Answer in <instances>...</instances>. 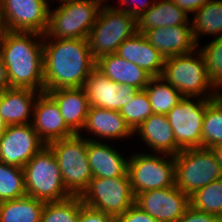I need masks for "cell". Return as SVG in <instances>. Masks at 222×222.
Masks as SVG:
<instances>
[{"instance_id":"cell-33","label":"cell","mask_w":222,"mask_h":222,"mask_svg":"<svg viewBox=\"0 0 222 222\" xmlns=\"http://www.w3.org/2000/svg\"><path fill=\"white\" fill-rule=\"evenodd\" d=\"M208 43L204 46L198 44L197 49L204 58L211 83L220 91L222 89V36L215 37Z\"/></svg>"},{"instance_id":"cell-48","label":"cell","mask_w":222,"mask_h":222,"mask_svg":"<svg viewBox=\"0 0 222 222\" xmlns=\"http://www.w3.org/2000/svg\"><path fill=\"white\" fill-rule=\"evenodd\" d=\"M222 89L219 91V97L222 99V93H221Z\"/></svg>"},{"instance_id":"cell-36","label":"cell","mask_w":222,"mask_h":222,"mask_svg":"<svg viewBox=\"0 0 222 222\" xmlns=\"http://www.w3.org/2000/svg\"><path fill=\"white\" fill-rule=\"evenodd\" d=\"M114 222H158L151 215L140 210L136 205L128 208L122 215L114 218Z\"/></svg>"},{"instance_id":"cell-9","label":"cell","mask_w":222,"mask_h":222,"mask_svg":"<svg viewBox=\"0 0 222 222\" xmlns=\"http://www.w3.org/2000/svg\"><path fill=\"white\" fill-rule=\"evenodd\" d=\"M100 8L94 0H81L49 9L45 35L55 39H87Z\"/></svg>"},{"instance_id":"cell-26","label":"cell","mask_w":222,"mask_h":222,"mask_svg":"<svg viewBox=\"0 0 222 222\" xmlns=\"http://www.w3.org/2000/svg\"><path fill=\"white\" fill-rule=\"evenodd\" d=\"M193 14L190 23L197 44L201 35L222 36V0H209Z\"/></svg>"},{"instance_id":"cell-42","label":"cell","mask_w":222,"mask_h":222,"mask_svg":"<svg viewBox=\"0 0 222 222\" xmlns=\"http://www.w3.org/2000/svg\"><path fill=\"white\" fill-rule=\"evenodd\" d=\"M49 0H47V3H48V6L50 7V8H53V7H51L50 6V1L48 2ZM52 2H57V4L58 3H60V5H63V4H66V3H71V2H74V1H81V0H51Z\"/></svg>"},{"instance_id":"cell-22","label":"cell","mask_w":222,"mask_h":222,"mask_svg":"<svg viewBox=\"0 0 222 222\" xmlns=\"http://www.w3.org/2000/svg\"><path fill=\"white\" fill-rule=\"evenodd\" d=\"M106 141L88 140L87 154L92 176L112 178L123 176L128 171V159Z\"/></svg>"},{"instance_id":"cell-37","label":"cell","mask_w":222,"mask_h":222,"mask_svg":"<svg viewBox=\"0 0 222 222\" xmlns=\"http://www.w3.org/2000/svg\"><path fill=\"white\" fill-rule=\"evenodd\" d=\"M77 222H114V217L82 203Z\"/></svg>"},{"instance_id":"cell-2","label":"cell","mask_w":222,"mask_h":222,"mask_svg":"<svg viewBox=\"0 0 222 222\" xmlns=\"http://www.w3.org/2000/svg\"><path fill=\"white\" fill-rule=\"evenodd\" d=\"M0 58L10 88L44 92L43 34L2 29Z\"/></svg>"},{"instance_id":"cell-7","label":"cell","mask_w":222,"mask_h":222,"mask_svg":"<svg viewBox=\"0 0 222 222\" xmlns=\"http://www.w3.org/2000/svg\"><path fill=\"white\" fill-rule=\"evenodd\" d=\"M136 32L137 22L133 16L115 10L112 5L101 6L87 38L92 57L97 60L103 55L116 53L118 47Z\"/></svg>"},{"instance_id":"cell-14","label":"cell","mask_w":222,"mask_h":222,"mask_svg":"<svg viewBox=\"0 0 222 222\" xmlns=\"http://www.w3.org/2000/svg\"><path fill=\"white\" fill-rule=\"evenodd\" d=\"M45 146L31 123L8 125L0 142V162L23 168Z\"/></svg>"},{"instance_id":"cell-31","label":"cell","mask_w":222,"mask_h":222,"mask_svg":"<svg viewBox=\"0 0 222 222\" xmlns=\"http://www.w3.org/2000/svg\"><path fill=\"white\" fill-rule=\"evenodd\" d=\"M26 195L23 168L0 162V202Z\"/></svg>"},{"instance_id":"cell-23","label":"cell","mask_w":222,"mask_h":222,"mask_svg":"<svg viewBox=\"0 0 222 222\" xmlns=\"http://www.w3.org/2000/svg\"><path fill=\"white\" fill-rule=\"evenodd\" d=\"M40 93L28 88H8L0 93V115L7 125L30 124Z\"/></svg>"},{"instance_id":"cell-44","label":"cell","mask_w":222,"mask_h":222,"mask_svg":"<svg viewBox=\"0 0 222 222\" xmlns=\"http://www.w3.org/2000/svg\"><path fill=\"white\" fill-rule=\"evenodd\" d=\"M94 1L97 2L100 6H110V4H107L108 0H94Z\"/></svg>"},{"instance_id":"cell-16","label":"cell","mask_w":222,"mask_h":222,"mask_svg":"<svg viewBox=\"0 0 222 222\" xmlns=\"http://www.w3.org/2000/svg\"><path fill=\"white\" fill-rule=\"evenodd\" d=\"M31 125L45 145L74 135L58 105L46 92L40 93L35 100Z\"/></svg>"},{"instance_id":"cell-32","label":"cell","mask_w":222,"mask_h":222,"mask_svg":"<svg viewBox=\"0 0 222 222\" xmlns=\"http://www.w3.org/2000/svg\"><path fill=\"white\" fill-rule=\"evenodd\" d=\"M194 209L219 216L222 213V178L200 188L190 196Z\"/></svg>"},{"instance_id":"cell-4","label":"cell","mask_w":222,"mask_h":222,"mask_svg":"<svg viewBox=\"0 0 222 222\" xmlns=\"http://www.w3.org/2000/svg\"><path fill=\"white\" fill-rule=\"evenodd\" d=\"M85 137L83 133L74 134L47 145L55 155L65 188L72 196H80L93 178L87 154L89 139Z\"/></svg>"},{"instance_id":"cell-30","label":"cell","mask_w":222,"mask_h":222,"mask_svg":"<svg viewBox=\"0 0 222 222\" xmlns=\"http://www.w3.org/2000/svg\"><path fill=\"white\" fill-rule=\"evenodd\" d=\"M82 200L71 196L65 200L45 202L40 222H77Z\"/></svg>"},{"instance_id":"cell-46","label":"cell","mask_w":222,"mask_h":222,"mask_svg":"<svg viewBox=\"0 0 222 222\" xmlns=\"http://www.w3.org/2000/svg\"><path fill=\"white\" fill-rule=\"evenodd\" d=\"M0 24H1V0H0Z\"/></svg>"},{"instance_id":"cell-21","label":"cell","mask_w":222,"mask_h":222,"mask_svg":"<svg viewBox=\"0 0 222 222\" xmlns=\"http://www.w3.org/2000/svg\"><path fill=\"white\" fill-rule=\"evenodd\" d=\"M141 137V143L148 146L152 153L177 155L181 149L177 146L173 129L163 114H152L134 132ZM136 134V135H135Z\"/></svg>"},{"instance_id":"cell-3","label":"cell","mask_w":222,"mask_h":222,"mask_svg":"<svg viewBox=\"0 0 222 222\" xmlns=\"http://www.w3.org/2000/svg\"><path fill=\"white\" fill-rule=\"evenodd\" d=\"M161 77L183 97L213 99L219 91L211 83L202 54L198 49L165 58Z\"/></svg>"},{"instance_id":"cell-38","label":"cell","mask_w":222,"mask_h":222,"mask_svg":"<svg viewBox=\"0 0 222 222\" xmlns=\"http://www.w3.org/2000/svg\"><path fill=\"white\" fill-rule=\"evenodd\" d=\"M176 222H218V216L202 212L189 206Z\"/></svg>"},{"instance_id":"cell-39","label":"cell","mask_w":222,"mask_h":222,"mask_svg":"<svg viewBox=\"0 0 222 222\" xmlns=\"http://www.w3.org/2000/svg\"><path fill=\"white\" fill-rule=\"evenodd\" d=\"M178 5L183 11L191 15L201 8L209 0H171ZM191 13V14H190Z\"/></svg>"},{"instance_id":"cell-25","label":"cell","mask_w":222,"mask_h":222,"mask_svg":"<svg viewBox=\"0 0 222 222\" xmlns=\"http://www.w3.org/2000/svg\"><path fill=\"white\" fill-rule=\"evenodd\" d=\"M189 15L171 0H155L154 4L136 19L137 32L157 27H170L176 25H191Z\"/></svg>"},{"instance_id":"cell-47","label":"cell","mask_w":222,"mask_h":222,"mask_svg":"<svg viewBox=\"0 0 222 222\" xmlns=\"http://www.w3.org/2000/svg\"><path fill=\"white\" fill-rule=\"evenodd\" d=\"M3 132L4 131H0V142H1V139H2Z\"/></svg>"},{"instance_id":"cell-43","label":"cell","mask_w":222,"mask_h":222,"mask_svg":"<svg viewBox=\"0 0 222 222\" xmlns=\"http://www.w3.org/2000/svg\"><path fill=\"white\" fill-rule=\"evenodd\" d=\"M7 127H8L7 123L0 115V131H5Z\"/></svg>"},{"instance_id":"cell-28","label":"cell","mask_w":222,"mask_h":222,"mask_svg":"<svg viewBox=\"0 0 222 222\" xmlns=\"http://www.w3.org/2000/svg\"><path fill=\"white\" fill-rule=\"evenodd\" d=\"M144 89L152 106L153 114L167 115L183 98L181 93L162 77H152Z\"/></svg>"},{"instance_id":"cell-18","label":"cell","mask_w":222,"mask_h":222,"mask_svg":"<svg viewBox=\"0 0 222 222\" xmlns=\"http://www.w3.org/2000/svg\"><path fill=\"white\" fill-rule=\"evenodd\" d=\"M144 35L165 58L187 54L198 47L191 25L157 27L146 31Z\"/></svg>"},{"instance_id":"cell-8","label":"cell","mask_w":222,"mask_h":222,"mask_svg":"<svg viewBox=\"0 0 222 222\" xmlns=\"http://www.w3.org/2000/svg\"><path fill=\"white\" fill-rule=\"evenodd\" d=\"M127 172L134 195L172 187L176 177L175 158L164 153L133 152L128 159Z\"/></svg>"},{"instance_id":"cell-13","label":"cell","mask_w":222,"mask_h":222,"mask_svg":"<svg viewBox=\"0 0 222 222\" xmlns=\"http://www.w3.org/2000/svg\"><path fill=\"white\" fill-rule=\"evenodd\" d=\"M134 205L158 222H176L190 206V197L174 185L138 193Z\"/></svg>"},{"instance_id":"cell-40","label":"cell","mask_w":222,"mask_h":222,"mask_svg":"<svg viewBox=\"0 0 222 222\" xmlns=\"http://www.w3.org/2000/svg\"><path fill=\"white\" fill-rule=\"evenodd\" d=\"M10 88L7 72L2 59L0 58V93Z\"/></svg>"},{"instance_id":"cell-5","label":"cell","mask_w":222,"mask_h":222,"mask_svg":"<svg viewBox=\"0 0 222 222\" xmlns=\"http://www.w3.org/2000/svg\"><path fill=\"white\" fill-rule=\"evenodd\" d=\"M28 196L44 202L65 200L72 195L66 190L58 162L46 145L23 167Z\"/></svg>"},{"instance_id":"cell-27","label":"cell","mask_w":222,"mask_h":222,"mask_svg":"<svg viewBox=\"0 0 222 222\" xmlns=\"http://www.w3.org/2000/svg\"><path fill=\"white\" fill-rule=\"evenodd\" d=\"M45 202L32 196L0 202V222H40Z\"/></svg>"},{"instance_id":"cell-10","label":"cell","mask_w":222,"mask_h":222,"mask_svg":"<svg viewBox=\"0 0 222 222\" xmlns=\"http://www.w3.org/2000/svg\"><path fill=\"white\" fill-rule=\"evenodd\" d=\"M80 198L83 204L115 218L134 205L135 195L127 172L119 177H93Z\"/></svg>"},{"instance_id":"cell-6","label":"cell","mask_w":222,"mask_h":222,"mask_svg":"<svg viewBox=\"0 0 222 222\" xmlns=\"http://www.w3.org/2000/svg\"><path fill=\"white\" fill-rule=\"evenodd\" d=\"M175 158V185L189 197L200 188L222 178V168L211 148L181 150Z\"/></svg>"},{"instance_id":"cell-15","label":"cell","mask_w":222,"mask_h":222,"mask_svg":"<svg viewBox=\"0 0 222 222\" xmlns=\"http://www.w3.org/2000/svg\"><path fill=\"white\" fill-rule=\"evenodd\" d=\"M83 88L90 106L115 111H120L138 91L132 85L112 81L96 67L85 80Z\"/></svg>"},{"instance_id":"cell-35","label":"cell","mask_w":222,"mask_h":222,"mask_svg":"<svg viewBox=\"0 0 222 222\" xmlns=\"http://www.w3.org/2000/svg\"><path fill=\"white\" fill-rule=\"evenodd\" d=\"M155 0H119V5L112 6L115 10L126 12L133 16L135 19L145 13L153 4Z\"/></svg>"},{"instance_id":"cell-1","label":"cell","mask_w":222,"mask_h":222,"mask_svg":"<svg viewBox=\"0 0 222 222\" xmlns=\"http://www.w3.org/2000/svg\"><path fill=\"white\" fill-rule=\"evenodd\" d=\"M44 90L80 88L96 66L88 39L43 35Z\"/></svg>"},{"instance_id":"cell-19","label":"cell","mask_w":222,"mask_h":222,"mask_svg":"<svg viewBox=\"0 0 222 222\" xmlns=\"http://www.w3.org/2000/svg\"><path fill=\"white\" fill-rule=\"evenodd\" d=\"M58 105L67 127L74 134H81L90 108L83 87L44 90Z\"/></svg>"},{"instance_id":"cell-20","label":"cell","mask_w":222,"mask_h":222,"mask_svg":"<svg viewBox=\"0 0 222 222\" xmlns=\"http://www.w3.org/2000/svg\"><path fill=\"white\" fill-rule=\"evenodd\" d=\"M116 54L144 69L152 77H161L165 57L149 43L144 34L136 32L126 39Z\"/></svg>"},{"instance_id":"cell-41","label":"cell","mask_w":222,"mask_h":222,"mask_svg":"<svg viewBox=\"0 0 222 222\" xmlns=\"http://www.w3.org/2000/svg\"><path fill=\"white\" fill-rule=\"evenodd\" d=\"M212 150L215 152L218 158L219 164L221 165V168H222V144L214 146Z\"/></svg>"},{"instance_id":"cell-17","label":"cell","mask_w":222,"mask_h":222,"mask_svg":"<svg viewBox=\"0 0 222 222\" xmlns=\"http://www.w3.org/2000/svg\"><path fill=\"white\" fill-rule=\"evenodd\" d=\"M92 133L89 140H126L134 136L120 111L97 108L90 106L82 132ZM101 138V140L99 139ZM99 139V140H98Z\"/></svg>"},{"instance_id":"cell-24","label":"cell","mask_w":222,"mask_h":222,"mask_svg":"<svg viewBox=\"0 0 222 222\" xmlns=\"http://www.w3.org/2000/svg\"><path fill=\"white\" fill-rule=\"evenodd\" d=\"M95 67L112 81L132 85L138 90H143L152 78L144 69L116 53L99 57Z\"/></svg>"},{"instance_id":"cell-45","label":"cell","mask_w":222,"mask_h":222,"mask_svg":"<svg viewBox=\"0 0 222 222\" xmlns=\"http://www.w3.org/2000/svg\"><path fill=\"white\" fill-rule=\"evenodd\" d=\"M218 222H222V213L218 216Z\"/></svg>"},{"instance_id":"cell-12","label":"cell","mask_w":222,"mask_h":222,"mask_svg":"<svg viewBox=\"0 0 222 222\" xmlns=\"http://www.w3.org/2000/svg\"><path fill=\"white\" fill-rule=\"evenodd\" d=\"M47 0H1V27L8 31L45 34L48 27Z\"/></svg>"},{"instance_id":"cell-29","label":"cell","mask_w":222,"mask_h":222,"mask_svg":"<svg viewBox=\"0 0 222 222\" xmlns=\"http://www.w3.org/2000/svg\"><path fill=\"white\" fill-rule=\"evenodd\" d=\"M222 144V99L217 96L206 106L202 125V147Z\"/></svg>"},{"instance_id":"cell-34","label":"cell","mask_w":222,"mask_h":222,"mask_svg":"<svg viewBox=\"0 0 222 222\" xmlns=\"http://www.w3.org/2000/svg\"><path fill=\"white\" fill-rule=\"evenodd\" d=\"M120 114L133 132L149 118L153 112L145 89L138 90L120 110Z\"/></svg>"},{"instance_id":"cell-11","label":"cell","mask_w":222,"mask_h":222,"mask_svg":"<svg viewBox=\"0 0 222 222\" xmlns=\"http://www.w3.org/2000/svg\"><path fill=\"white\" fill-rule=\"evenodd\" d=\"M211 100L183 97L166 115L181 150L202 147L203 118Z\"/></svg>"}]
</instances>
